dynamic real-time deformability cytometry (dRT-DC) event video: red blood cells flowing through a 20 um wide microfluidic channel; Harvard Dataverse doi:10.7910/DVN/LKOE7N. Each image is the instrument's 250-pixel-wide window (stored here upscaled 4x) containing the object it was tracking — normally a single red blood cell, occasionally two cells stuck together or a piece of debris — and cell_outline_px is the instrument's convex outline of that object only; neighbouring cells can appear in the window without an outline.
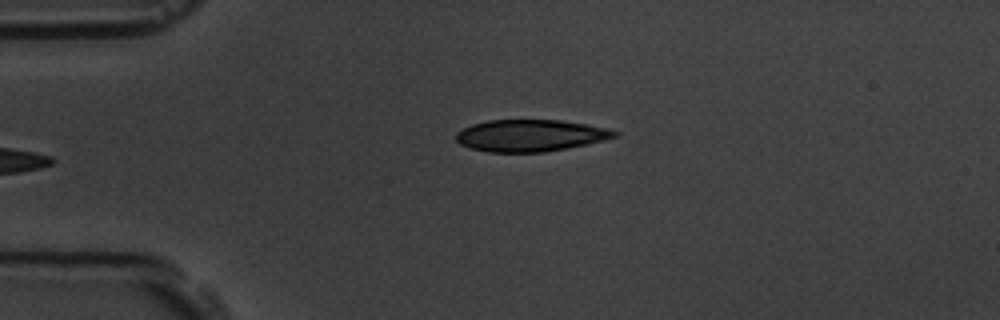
{"species": "common noctule bat (a hibernating species)", "species_latin": "Nyctalus noctula", "temperature_condition": "room temperature", "stored_images_in_passage": 39, "camera_frame_rate_fps": 3000, "um_per_image_px": 0.085, "animal": {"sex": "male", "body_mass_g": 19.5, "forearm_length_mm": 54.6}, "frame": {"image": 1, "passage_image": 1, "time_ms": 0.0, "image_size_px": [1000, 320], "cell_outline_px": [[620, 136], [604, 140], [568, 148], [544, 152], [488, 152], [472, 148], [460, 144], [456, 140], [456, 132], [472, 124], [488, 120], [560, 120], [588, 124], [608, 128], [620, 132]], "centroid_in_image_um": [45.12, 11.51], "position_along_channel_um": 39.9, "area_um2": 29.54}}